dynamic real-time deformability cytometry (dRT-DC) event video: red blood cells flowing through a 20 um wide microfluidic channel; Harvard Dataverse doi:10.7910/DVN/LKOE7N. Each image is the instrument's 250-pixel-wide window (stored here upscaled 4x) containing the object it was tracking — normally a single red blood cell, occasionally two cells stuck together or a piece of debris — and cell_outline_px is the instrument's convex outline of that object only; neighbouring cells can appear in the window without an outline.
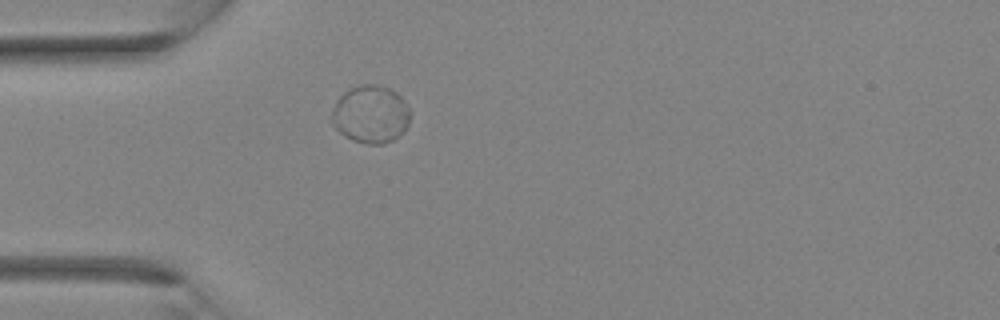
{"species": "Egyptian fruit bat (a non-hibernating species)", "species_latin": "Rousettus aegyptiacus", "temperature_condition": "room temperature", "stored_images_in_passage": 26, "camera_frame_rate_fps": 3000, "um_per_image_px": 0.085, "animal": {"sex": "female"}, "frame": {"image": 1, "passage_image": 1, "time_ms": 0.0, "image_size_px": [1000, 320], "cell_outline_px": [[408, 124], [404, 132], [400, 136], [384, 144], [364, 144], [352, 140], [344, 136], [332, 124], [332, 108], [336, 100], [348, 88], [360, 84], [376, 84], [388, 88], [396, 92], [404, 100], [408, 108]], "centroid_in_image_um": [31.48, 9.72], "position_along_channel_um": 53.5, "area_um2": 26.59}}
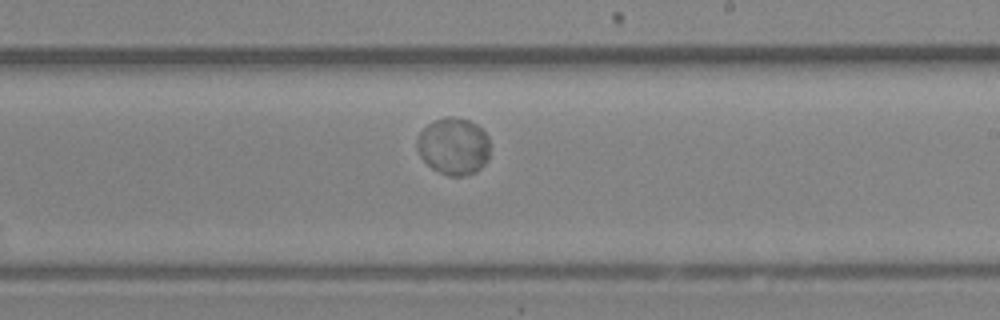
{"frame": {"image": 2, "passage_image": 12, "time_ms": 3.667, "image_size_px": [1000, 320], "cell_outline_px": [[488, 156], [484, 164], [476, 172], [464, 176], [448, 176], [432, 168], [420, 156], [416, 148], [416, 136], [428, 124], [444, 116], [452, 116], [468, 120], [476, 124], [488, 136]], "centroid_in_image_um": [38.52, 12.42], "position_along_channel_um": 250.5, "area_um2": 24.28}}
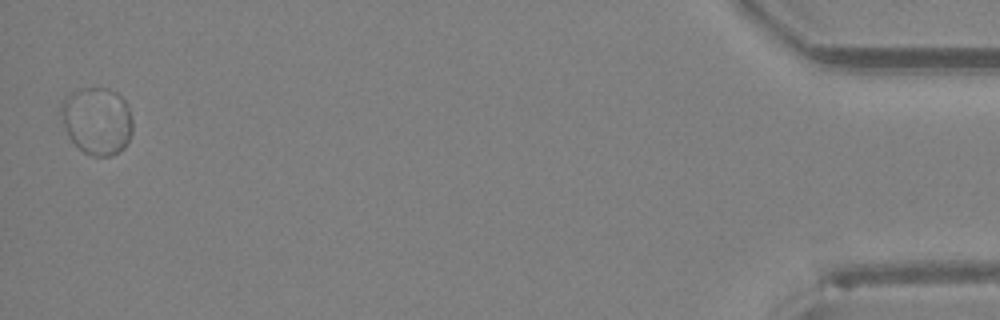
{"frame": {"image": 3, "passage_image": 26, "time_ms": 8.333, "image_size_px": [1000, 320], "cell_outline_px": [[132, 132], [124, 148], [108, 156], [92, 156], [84, 152], [72, 140], [64, 124], [60, 112], [60, 104], [64, 96], [72, 92], [84, 88], [108, 88], [116, 92], [124, 100], [128, 108], [132, 120]], "centroid_in_image_um": [8.24, 10.24], "position_along_channel_um": 427.0, "area_um2": 27.86}}